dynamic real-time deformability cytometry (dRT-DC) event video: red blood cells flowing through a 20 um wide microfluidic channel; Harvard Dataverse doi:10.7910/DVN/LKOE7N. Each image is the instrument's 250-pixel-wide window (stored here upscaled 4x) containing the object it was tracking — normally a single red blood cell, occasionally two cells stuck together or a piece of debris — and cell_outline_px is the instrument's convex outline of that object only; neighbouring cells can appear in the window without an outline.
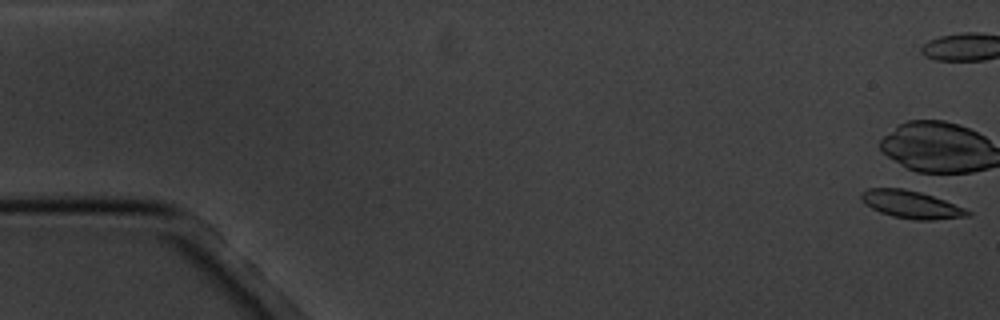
{"species": "common noctule bat (a hibernating species)", "species_latin": "Nyctalus noctula", "temperature_condition": "cold", "stored_images_in_passage": 8, "camera_frame_rate_fps": 3000, "um_per_image_px": 0.085, "animal": {"sex": "male", "body_mass_g": 20.1, "forearm_length_mm": 53.5}, "frame": {"image": 1, "passage_image": 1, "time_ms": 0.0, "image_size_px": [1000, 320], "cell_outline_px": [[972, 216], [932, 220], [912, 220], [892, 216], [880, 212], [872, 208], [860, 200], [860, 192], [868, 188], [904, 188], [920, 192], [944, 200], [964, 208], [972, 212]], "centroid_in_image_um": [77.44, 17.38], "position_along_channel_um": 7.6, "area_um2": 17.22}}